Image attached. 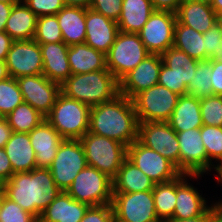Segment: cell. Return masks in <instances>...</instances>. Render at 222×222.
Listing matches in <instances>:
<instances>
[{"label":"cell","mask_w":222,"mask_h":222,"mask_svg":"<svg viewBox=\"0 0 222 222\" xmlns=\"http://www.w3.org/2000/svg\"><path fill=\"white\" fill-rule=\"evenodd\" d=\"M138 125L132 100L119 94L110 101L91 107L88 132L114 139L128 147L138 140Z\"/></svg>","instance_id":"cell-1"},{"label":"cell","mask_w":222,"mask_h":222,"mask_svg":"<svg viewBox=\"0 0 222 222\" xmlns=\"http://www.w3.org/2000/svg\"><path fill=\"white\" fill-rule=\"evenodd\" d=\"M3 188L7 198L38 219L61 192L54 183L50 169L45 168L14 173L3 183Z\"/></svg>","instance_id":"cell-2"},{"label":"cell","mask_w":222,"mask_h":222,"mask_svg":"<svg viewBox=\"0 0 222 222\" xmlns=\"http://www.w3.org/2000/svg\"><path fill=\"white\" fill-rule=\"evenodd\" d=\"M61 93L93 107L119 95V81L109 70L72 74L61 84Z\"/></svg>","instance_id":"cell-3"},{"label":"cell","mask_w":222,"mask_h":222,"mask_svg":"<svg viewBox=\"0 0 222 222\" xmlns=\"http://www.w3.org/2000/svg\"><path fill=\"white\" fill-rule=\"evenodd\" d=\"M90 110L88 105L60 93L45 119L63 139L79 140L89 130Z\"/></svg>","instance_id":"cell-4"},{"label":"cell","mask_w":222,"mask_h":222,"mask_svg":"<svg viewBox=\"0 0 222 222\" xmlns=\"http://www.w3.org/2000/svg\"><path fill=\"white\" fill-rule=\"evenodd\" d=\"M88 166L106 174L112 180L127 158V146L111 138L87 132L79 139Z\"/></svg>","instance_id":"cell-5"},{"label":"cell","mask_w":222,"mask_h":222,"mask_svg":"<svg viewBox=\"0 0 222 222\" xmlns=\"http://www.w3.org/2000/svg\"><path fill=\"white\" fill-rule=\"evenodd\" d=\"M150 53L139 34L118 32L110 50L105 54L106 68L120 81Z\"/></svg>","instance_id":"cell-6"},{"label":"cell","mask_w":222,"mask_h":222,"mask_svg":"<svg viewBox=\"0 0 222 222\" xmlns=\"http://www.w3.org/2000/svg\"><path fill=\"white\" fill-rule=\"evenodd\" d=\"M66 192L73 199L89 206L112 204V179L87 165L77 174Z\"/></svg>","instance_id":"cell-7"},{"label":"cell","mask_w":222,"mask_h":222,"mask_svg":"<svg viewBox=\"0 0 222 222\" xmlns=\"http://www.w3.org/2000/svg\"><path fill=\"white\" fill-rule=\"evenodd\" d=\"M179 95L156 84L135 95L131 100L139 123L167 122L177 105Z\"/></svg>","instance_id":"cell-8"},{"label":"cell","mask_w":222,"mask_h":222,"mask_svg":"<svg viewBox=\"0 0 222 222\" xmlns=\"http://www.w3.org/2000/svg\"><path fill=\"white\" fill-rule=\"evenodd\" d=\"M158 84L179 96L187 94V85L195 74L198 60L172 46L162 55Z\"/></svg>","instance_id":"cell-9"},{"label":"cell","mask_w":222,"mask_h":222,"mask_svg":"<svg viewBox=\"0 0 222 222\" xmlns=\"http://www.w3.org/2000/svg\"><path fill=\"white\" fill-rule=\"evenodd\" d=\"M87 166L83 145L80 140L64 139L49 168L54 183L66 192L77 174Z\"/></svg>","instance_id":"cell-10"},{"label":"cell","mask_w":222,"mask_h":222,"mask_svg":"<svg viewBox=\"0 0 222 222\" xmlns=\"http://www.w3.org/2000/svg\"><path fill=\"white\" fill-rule=\"evenodd\" d=\"M127 158L155 184L172 181L182 174L171 161L138 140L127 147Z\"/></svg>","instance_id":"cell-11"},{"label":"cell","mask_w":222,"mask_h":222,"mask_svg":"<svg viewBox=\"0 0 222 222\" xmlns=\"http://www.w3.org/2000/svg\"><path fill=\"white\" fill-rule=\"evenodd\" d=\"M114 217L122 222H161L155 211L152 190L135 193H113Z\"/></svg>","instance_id":"cell-12"},{"label":"cell","mask_w":222,"mask_h":222,"mask_svg":"<svg viewBox=\"0 0 222 222\" xmlns=\"http://www.w3.org/2000/svg\"><path fill=\"white\" fill-rule=\"evenodd\" d=\"M202 177L204 175L181 174L176 178V203L171 220L195 218L204 215L213 206V201L206 199L203 192L192 183Z\"/></svg>","instance_id":"cell-13"},{"label":"cell","mask_w":222,"mask_h":222,"mask_svg":"<svg viewBox=\"0 0 222 222\" xmlns=\"http://www.w3.org/2000/svg\"><path fill=\"white\" fill-rule=\"evenodd\" d=\"M16 81L22 93L23 102L30 104L46 117L61 93V85L50 81L44 74L21 76L16 78Z\"/></svg>","instance_id":"cell-14"},{"label":"cell","mask_w":222,"mask_h":222,"mask_svg":"<svg viewBox=\"0 0 222 222\" xmlns=\"http://www.w3.org/2000/svg\"><path fill=\"white\" fill-rule=\"evenodd\" d=\"M138 141L160 153L179 169L178 137L176 131L167 122L139 123Z\"/></svg>","instance_id":"cell-15"},{"label":"cell","mask_w":222,"mask_h":222,"mask_svg":"<svg viewBox=\"0 0 222 222\" xmlns=\"http://www.w3.org/2000/svg\"><path fill=\"white\" fill-rule=\"evenodd\" d=\"M176 14L167 11H156L150 15L138 33L150 54L162 55L174 43Z\"/></svg>","instance_id":"cell-16"},{"label":"cell","mask_w":222,"mask_h":222,"mask_svg":"<svg viewBox=\"0 0 222 222\" xmlns=\"http://www.w3.org/2000/svg\"><path fill=\"white\" fill-rule=\"evenodd\" d=\"M5 62L10 77L15 79L43 73L40 45L34 39L13 41Z\"/></svg>","instance_id":"cell-17"},{"label":"cell","mask_w":222,"mask_h":222,"mask_svg":"<svg viewBox=\"0 0 222 222\" xmlns=\"http://www.w3.org/2000/svg\"><path fill=\"white\" fill-rule=\"evenodd\" d=\"M180 146L179 171L189 175H207V154L200 128L176 132Z\"/></svg>","instance_id":"cell-18"},{"label":"cell","mask_w":222,"mask_h":222,"mask_svg":"<svg viewBox=\"0 0 222 222\" xmlns=\"http://www.w3.org/2000/svg\"><path fill=\"white\" fill-rule=\"evenodd\" d=\"M162 62L161 55H148L119 81V93L132 99L141 91L158 84Z\"/></svg>","instance_id":"cell-19"},{"label":"cell","mask_w":222,"mask_h":222,"mask_svg":"<svg viewBox=\"0 0 222 222\" xmlns=\"http://www.w3.org/2000/svg\"><path fill=\"white\" fill-rule=\"evenodd\" d=\"M85 23L86 39L84 43L106 54L119 32L117 22L87 8Z\"/></svg>","instance_id":"cell-20"},{"label":"cell","mask_w":222,"mask_h":222,"mask_svg":"<svg viewBox=\"0 0 222 222\" xmlns=\"http://www.w3.org/2000/svg\"><path fill=\"white\" fill-rule=\"evenodd\" d=\"M28 134L35 152L37 168L49 169L57 154L58 147L64 139L46 119Z\"/></svg>","instance_id":"cell-21"},{"label":"cell","mask_w":222,"mask_h":222,"mask_svg":"<svg viewBox=\"0 0 222 222\" xmlns=\"http://www.w3.org/2000/svg\"><path fill=\"white\" fill-rule=\"evenodd\" d=\"M43 57V73L50 81L64 83L71 75L68 45L64 42L39 44Z\"/></svg>","instance_id":"cell-22"},{"label":"cell","mask_w":222,"mask_h":222,"mask_svg":"<svg viewBox=\"0 0 222 222\" xmlns=\"http://www.w3.org/2000/svg\"><path fill=\"white\" fill-rule=\"evenodd\" d=\"M89 207L61 191L41 213L39 222H80Z\"/></svg>","instance_id":"cell-23"},{"label":"cell","mask_w":222,"mask_h":222,"mask_svg":"<svg viewBox=\"0 0 222 222\" xmlns=\"http://www.w3.org/2000/svg\"><path fill=\"white\" fill-rule=\"evenodd\" d=\"M14 173L29 172L36 166V156L28 133L13 132L4 147Z\"/></svg>","instance_id":"cell-24"},{"label":"cell","mask_w":222,"mask_h":222,"mask_svg":"<svg viewBox=\"0 0 222 222\" xmlns=\"http://www.w3.org/2000/svg\"><path fill=\"white\" fill-rule=\"evenodd\" d=\"M177 21L200 33L207 32L219 20L211 5L183 1L176 12Z\"/></svg>","instance_id":"cell-25"},{"label":"cell","mask_w":222,"mask_h":222,"mask_svg":"<svg viewBox=\"0 0 222 222\" xmlns=\"http://www.w3.org/2000/svg\"><path fill=\"white\" fill-rule=\"evenodd\" d=\"M63 42L68 45L82 44L86 39V8L65 6L57 14Z\"/></svg>","instance_id":"cell-26"},{"label":"cell","mask_w":222,"mask_h":222,"mask_svg":"<svg viewBox=\"0 0 222 222\" xmlns=\"http://www.w3.org/2000/svg\"><path fill=\"white\" fill-rule=\"evenodd\" d=\"M113 193H135L154 189L155 183L128 158L112 180Z\"/></svg>","instance_id":"cell-27"},{"label":"cell","mask_w":222,"mask_h":222,"mask_svg":"<svg viewBox=\"0 0 222 222\" xmlns=\"http://www.w3.org/2000/svg\"><path fill=\"white\" fill-rule=\"evenodd\" d=\"M68 61L72 74H83L106 68V57L101 51L95 50L86 43L68 47Z\"/></svg>","instance_id":"cell-28"},{"label":"cell","mask_w":222,"mask_h":222,"mask_svg":"<svg viewBox=\"0 0 222 222\" xmlns=\"http://www.w3.org/2000/svg\"><path fill=\"white\" fill-rule=\"evenodd\" d=\"M167 123L176 131L201 128L200 99L191 95L179 96L176 107Z\"/></svg>","instance_id":"cell-29"},{"label":"cell","mask_w":222,"mask_h":222,"mask_svg":"<svg viewBox=\"0 0 222 222\" xmlns=\"http://www.w3.org/2000/svg\"><path fill=\"white\" fill-rule=\"evenodd\" d=\"M117 24L120 32L138 34L154 12L151 0H123Z\"/></svg>","instance_id":"cell-30"},{"label":"cell","mask_w":222,"mask_h":222,"mask_svg":"<svg viewBox=\"0 0 222 222\" xmlns=\"http://www.w3.org/2000/svg\"><path fill=\"white\" fill-rule=\"evenodd\" d=\"M38 16L23 2L13 5L7 19L5 32L14 40L34 38Z\"/></svg>","instance_id":"cell-31"},{"label":"cell","mask_w":222,"mask_h":222,"mask_svg":"<svg viewBox=\"0 0 222 222\" xmlns=\"http://www.w3.org/2000/svg\"><path fill=\"white\" fill-rule=\"evenodd\" d=\"M173 46L198 61H205L203 33L197 32L193 28L181 24L178 21H176L174 28Z\"/></svg>","instance_id":"cell-32"},{"label":"cell","mask_w":222,"mask_h":222,"mask_svg":"<svg viewBox=\"0 0 222 222\" xmlns=\"http://www.w3.org/2000/svg\"><path fill=\"white\" fill-rule=\"evenodd\" d=\"M153 198L156 214L161 222L171 220L176 203V179L154 185Z\"/></svg>","instance_id":"cell-33"},{"label":"cell","mask_w":222,"mask_h":222,"mask_svg":"<svg viewBox=\"0 0 222 222\" xmlns=\"http://www.w3.org/2000/svg\"><path fill=\"white\" fill-rule=\"evenodd\" d=\"M5 119L13 132L29 133L45 120V117L30 104L22 102Z\"/></svg>","instance_id":"cell-34"},{"label":"cell","mask_w":222,"mask_h":222,"mask_svg":"<svg viewBox=\"0 0 222 222\" xmlns=\"http://www.w3.org/2000/svg\"><path fill=\"white\" fill-rule=\"evenodd\" d=\"M202 142L207 154V175L222 164V127L203 125L200 128Z\"/></svg>","instance_id":"cell-35"},{"label":"cell","mask_w":222,"mask_h":222,"mask_svg":"<svg viewBox=\"0 0 222 222\" xmlns=\"http://www.w3.org/2000/svg\"><path fill=\"white\" fill-rule=\"evenodd\" d=\"M211 74V59L199 61L195 74L187 85V95L198 99L213 95Z\"/></svg>","instance_id":"cell-36"},{"label":"cell","mask_w":222,"mask_h":222,"mask_svg":"<svg viewBox=\"0 0 222 222\" xmlns=\"http://www.w3.org/2000/svg\"><path fill=\"white\" fill-rule=\"evenodd\" d=\"M23 102L22 93L15 78L0 81V114L5 118Z\"/></svg>","instance_id":"cell-37"},{"label":"cell","mask_w":222,"mask_h":222,"mask_svg":"<svg viewBox=\"0 0 222 222\" xmlns=\"http://www.w3.org/2000/svg\"><path fill=\"white\" fill-rule=\"evenodd\" d=\"M33 39L39 44L63 42L57 16L48 15L38 17Z\"/></svg>","instance_id":"cell-38"},{"label":"cell","mask_w":222,"mask_h":222,"mask_svg":"<svg viewBox=\"0 0 222 222\" xmlns=\"http://www.w3.org/2000/svg\"><path fill=\"white\" fill-rule=\"evenodd\" d=\"M200 110L203 125L222 127V96L200 99Z\"/></svg>","instance_id":"cell-39"},{"label":"cell","mask_w":222,"mask_h":222,"mask_svg":"<svg viewBox=\"0 0 222 222\" xmlns=\"http://www.w3.org/2000/svg\"><path fill=\"white\" fill-rule=\"evenodd\" d=\"M0 222H39V219L5 196L0 212Z\"/></svg>","instance_id":"cell-40"},{"label":"cell","mask_w":222,"mask_h":222,"mask_svg":"<svg viewBox=\"0 0 222 222\" xmlns=\"http://www.w3.org/2000/svg\"><path fill=\"white\" fill-rule=\"evenodd\" d=\"M205 43V60L215 59L222 50V26L220 20L205 33H203Z\"/></svg>","instance_id":"cell-41"},{"label":"cell","mask_w":222,"mask_h":222,"mask_svg":"<svg viewBox=\"0 0 222 222\" xmlns=\"http://www.w3.org/2000/svg\"><path fill=\"white\" fill-rule=\"evenodd\" d=\"M38 17L56 15L66 5L64 0H23Z\"/></svg>","instance_id":"cell-42"},{"label":"cell","mask_w":222,"mask_h":222,"mask_svg":"<svg viewBox=\"0 0 222 222\" xmlns=\"http://www.w3.org/2000/svg\"><path fill=\"white\" fill-rule=\"evenodd\" d=\"M123 0H92L90 8L107 18L118 21Z\"/></svg>","instance_id":"cell-43"},{"label":"cell","mask_w":222,"mask_h":222,"mask_svg":"<svg viewBox=\"0 0 222 222\" xmlns=\"http://www.w3.org/2000/svg\"><path fill=\"white\" fill-rule=\"evenodd\" d=\"M113 217L111 204L90 206L80 222H112Z\"/></svg>","instance_id":"cell-44"},{"label":"cell","mask_w":222,"mask_h":222,"mask_svg":"<svg viewBox=\"0 0 222 222\" xmlns=\"http://www.w3.org/2000/svg\"><path fill=\"white\" fill-rule=\"evenodd\" d=\"M211 71L213 95L222 96V61L211 59Z\"/></svg>","instance_id":"cell-45"},{"label":"cell","mask_w":222,"mask_h":222,"mask_svg":"<svg viewBox=\"0 0 222 222\" xmlns=\"http://www.w3.org/2000/svg\"><path fill=\"white\" fill-rule=\"evenodd\" d=\"M183 1L185 0H151V3L156 11H167L176 14Z\"/></svg>","instance_id":"cell-46"},{"label":"cell","mask_w":222,"mask_h":222,"mask_svg":"<svg viewBox=\"0 0 222 222\" xmlns=\"http://www.w3.org/2000/svg\"><path fill=\"white\" fill-rule=\"evenodd\" d=\"M14 174L11 162L4 148H0V179L5 182Z\"/></svg>","instance_id":"cell-47"},{"label":"cell","mask_w":222,"mask_h":222,"mask_svg":"<svg viewBox=\"0 0 222 222\" xmlns=\"http://www.w3.org/2000/svg\"><path fill=\"white\" fill-rule=\"evenodd\" d=\"M14 40L5 32H0V60L5 61Z\"/></svg>","instance_id":"cell-48"},{"label":"cell","mask_w":222,"mask_h":222,"mask_svg":"<svg viewBox=\"0 0 222 222\" xmlns=\"http://www.w3.org/2000/svg\"><path fill=\"white\" fill-rule=\"evenodd\" d=\"M219 212L212 206L204 215L186 220H170L168 222H210Z\"/></svg>","instance_id":"cell-49"},{"label":"cell","mask_w":222,"mask_h":222,"mask_svg":"<svg viewBox=\"0 0 222 222\" xmlns=\"http://www.w3.org/2000/svg\"><path fill=\"white\" fill-rule=\"evenodd\" d=\"M13 133L5 118L0 120V148H4Z\"/></svg>","instance_id":"cell-50"},{"label":"cell","mask_w":222,"mask_h":222,"mask_svg":"<svg viewBox=\"0 0 222 222\" xmlns=\"http://www.w3.org/2000/svg\"><path fill=\"white\" fill-rule=\"evenodd\" d=\"M12 8L13 5L0 2V32L5 31L6 22Z\"/></svg>","instance_id":"cell-51"},{"label":"cell","mask_w":222,"mask_h":222,"mask_svg":"<svg viewBox=\"0 0 222 222\" xmlns=\"http://www.w3.org/2000/svg\"><path fill=\"white\" fill-rule=\"evenodd\" d=\"M213 171H216V173L214 172V177L216 178L214 180L216 181L217 186H220L222 188V185H221L222 184V164H219L216 167H214ZM221 199H218L217 201L215 199H213V206L217 210H219L220 212H222V200Z\"/></svg>","instance_id":"cell-52"},{"label":"cell","mask_w":222,"mask_h":222,"mask_svg":"<svg viewBox=\"0 0 222 222\" xmlns=\"http://www.w3.org/2000/svg\"><path fill=\"white\" fill-rule=\"evenodd\" d=\"M92 0H64L66 6L90 8Z\"/></svg>","instance_id":"cell-53"},{"label":"cell","mask_w":222,"mask_h":222,"mask_svg":"<svg viewBox=\"0 0 222 222\" xmlns=\"http://www.w3.org/2000/svg\"><path fill=\"white\" fill-rule=\"evenodd\" d=\"M211 7L218 17L222 16V0H213L211 3Z\"/></svg>","instance_id":"cell-54"},{"label":"cell","mask_w":222,"mask_h":222,"mask_svg":"<svg viewBox=\"0 0 222 222\" xmlns=\"http://www.w3.org/2000/svg\"><path fill=\"white\" fill-rule=\"evenodd\" d=\"M9 77H10V75L8 73L6 62L0 60V81L4 80L6 78H9Z\"/></svg>","instance_id":"cell-55"},{"label":"cell","mask_w":222,"mask_h":222,"mask_svg":"<svg viewBox=\"0 0 222 222\" xmlns=\"http://www.w3.org/2000/svg\"><path fill=\"white\" fill-rule=\"evenodd\" d=\"M5 191H4V188L2 187L0 189V212H1V209H2V205H3V202H4V199H5Z\"/></svg>","instance_id":"cell-56"},{"label":"cell","mask_w":222,"mask_h":222,"mask_svg":"<svg viewBox=\"0 0 222 222\" xmlns=\"http://www.w3.org/2000/svg\"><path fill=\"white\" fill-rule=\"evenodd\" d=\"M0 2L11 4V5H16L23 2V0H0Z\"/></svg>","instance_id":"cell-57"},{"label":"cell","mask_w":222,"mask_h":222,"mask_svg":"<svg viewBox=\"0 0 222 222\" xmlns=\"http://www.w3.org/2000/svg\"><path fill=\"white\" fill-rule=\"evenodd\" d=\"M210 222H222V212H219Z\"/></svg>","instance_id":"cell-58"},{"label":"cell","mask_w":222,"mask_h":222,"mask_svg":"<svg viewBox=\"0 0 222 222\" xmlns=\"http://www.w3.org/2000/svg\"><path fill=\"white\" fill-rule=\"evenodd\" d=\"M187 1H195V2H201V3L211 5L213 0H187Z\"/></svg>","instance_id":"cell-59"},{"label":"cell","mask_w":222,"mask_h":222,"mask_svg":"<svg viewBox=\"0 0 222 222\" xmlns=\"http://www.w3.org/2000/svg\"><path fill=\"white\" fill-rule=\"evenodd\" d=\"M215 59L222 61V50L220 51V54Z\"/></svg>","instance_id":"cell-60"},{"label":"cell","mask_w":222,"mask_h":222,"mask_svg":"<svg viewBox=\"0 0 222 222\" xmlns=\"http://www.w3.org/2000/svg\"><path fill=\"white\" fill-rule=\"evenodd\" d=\"M112 222H122V221H120V220H118L117 218L113 217Z\"/></svg>","instance_id":"cell-61"},{"label":"cell","mask_w":222,"mask_h":222,"mask_svg":"<svg viewBox=\"0 0 222 222\" xmlns=\"http://www.w3.org/2000/svg\"><path fill=\"white\" fill-rule=\"evenodd\" d=\"M3 181L0 179V189L3 187Z\"/></svg>","instance_id":"cell-62"},{"label":"cell","mask_w":222,"mask_h":222,"mask_svg":"<svg viewBox=\"0 0 222 222\" xmlns=\"http://www.w3.org/2000/svg\"><path fill=\"white\" fill-rule=\"evenodd\" d=\"M219 20H220V22H221V26H222V16H221V17H219Z\"/></svg>","instance_id":"cell-63"}]
</instances>
